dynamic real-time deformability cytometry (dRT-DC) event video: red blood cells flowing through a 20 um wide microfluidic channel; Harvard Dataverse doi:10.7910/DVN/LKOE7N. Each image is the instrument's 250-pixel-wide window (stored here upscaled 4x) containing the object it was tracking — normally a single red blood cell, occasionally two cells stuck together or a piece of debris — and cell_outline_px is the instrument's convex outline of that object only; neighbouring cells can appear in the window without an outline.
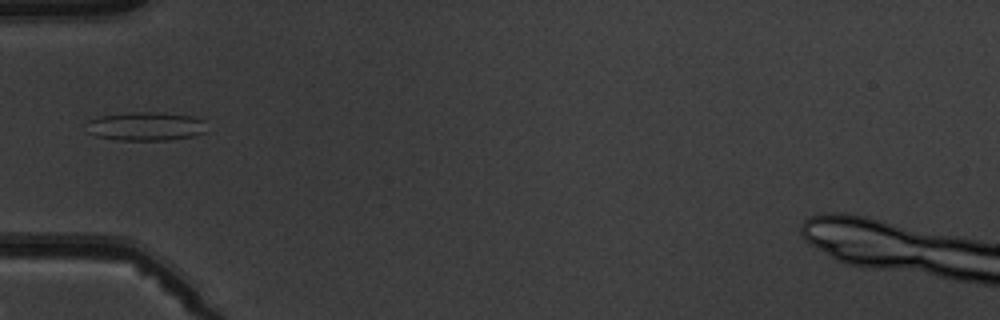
{"species": "common noctule bat (a hibernating species)", "species_latin": "Nyctalus noctula", "temperature_condition": "warm", "stored_images_in_passage": 6, "camera_frame_rate_fps": 3000, "um_per_image_px": 0.085, "animal": {"sex": "male", "body_mass_g": 19.5, "forearm_length_mm": 54.6}, "frame": {"image": 1, "passage_image": 6, "time_ms": 5.667, "image_size_px": [1000, 320], "cell_outline_px": [[208, 132], [192, 136], [168, 140], [120, 140], [96, 136], [88, 132], [88, 120], [100, 116], [136, 112], [160, 112], [192, 116], [204, 120]], "centroid_in_image_um": [12.44, 10.74], "position_along_channel_um": 72.6, "area_um2": 20.11}}